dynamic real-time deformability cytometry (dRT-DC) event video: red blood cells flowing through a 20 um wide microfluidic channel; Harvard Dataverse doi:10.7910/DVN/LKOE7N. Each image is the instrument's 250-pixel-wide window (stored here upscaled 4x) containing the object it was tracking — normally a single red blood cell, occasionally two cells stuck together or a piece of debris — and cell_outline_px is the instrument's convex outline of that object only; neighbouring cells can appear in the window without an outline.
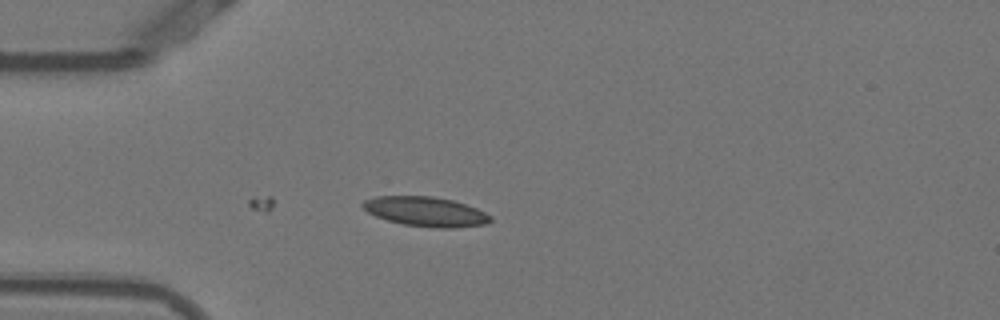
{"species": "Egyptian fruit bat (a non-hibernating species)", "species_latin": "Rousettus aegyptiacus", "temperature_condition": "warm", "stored_images_in_passage": 15, "camera_frame_rate_fps": 3000, "um_per_image_px": 0.085, "animal": {"sex": "female"}, "frame": {"image": 1, "passage_image": 15, "time_ms": 4.667, "image_size_px": [1000, 320], "cell_outline_px": [[492, 220], [484, 224], [456, 228], [436, 228], [404, 224], [388, 220], [376, 216], [368, 212], [360, 204], [364, 200], [376, 196], [432, 196], [452, 200], [476, 208], [492, 216]], "centroid_in_image_um": [36.18, 17.98], "position_along_channel_um": 48.8, "area_um2": 21.91}}